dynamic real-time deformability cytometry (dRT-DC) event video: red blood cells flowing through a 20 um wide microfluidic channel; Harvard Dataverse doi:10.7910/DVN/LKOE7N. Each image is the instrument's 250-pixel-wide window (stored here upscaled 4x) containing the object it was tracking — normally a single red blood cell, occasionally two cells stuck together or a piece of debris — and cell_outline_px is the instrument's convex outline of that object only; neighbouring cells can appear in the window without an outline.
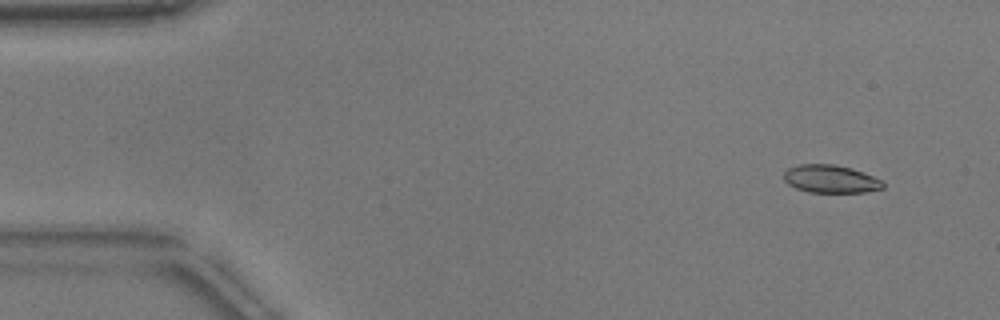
{"species": "common noctule bat (a hibernating species)", "species_latin": "Nyctalus noctula", "temperature_condition": "warm", "stored_images_in_passage": 52, "camera_frame_rate_fps": 3000, "um_per_image_px": 0.085, "animal": {"sex": "male", "body_mass_g": 17.9}, "frame": {"image": 1, "passage_image": 4, "time_ms": 1.0, "image_size_px": [1000, 320], "cell_outline_px": [[884, 188], [864, 192], [808, 192], [796, 188], [788, 184], [784, 180], [784, 172], [788, 168], [800, 164], [832, 164], [848, 168], [884, 180]], "centroid_in_image_um": [70.59, 15.22], "position_along_channel_um": 14.4, "area_um2": 15.95}}
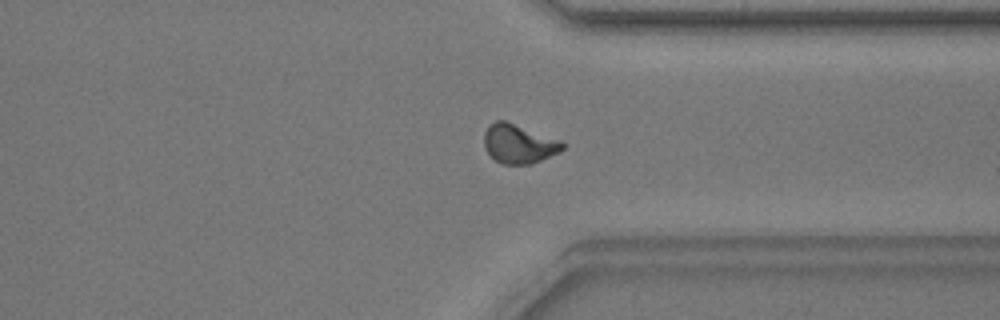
{"frame": {"image": 2, "passage_image": 40, "time_ms": 13.0, "image_size_px": [1000, 320], "cell_outline_px": [[564, 148], [560, 152], [532, 164], [504, 164], [496, 160], [484, 148], [484, 132], [488, 124], [496, 120], [504, 120], [560, 140], [564, 144]], "centroid_in_image_um": [44.08, 12.22], "position_along_channel_um": 367.3, "area_um2": 17.8}}
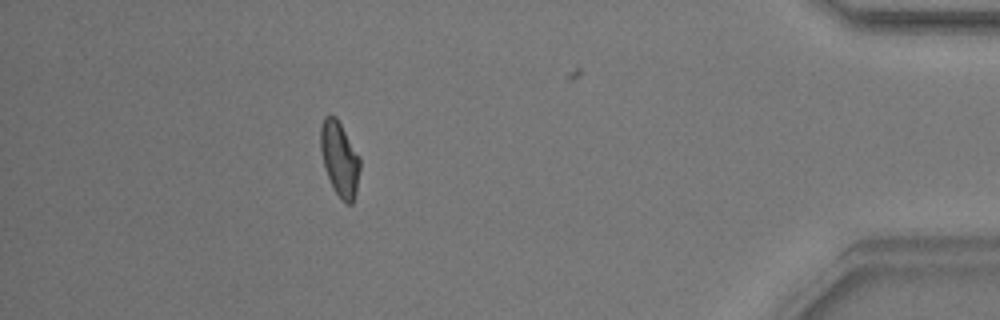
{"frame": {"image": 3, "passage_image": 47, "time_ms": 15.333, "image_size_px": [1000, 320], "cell_outline_px": [[360, 168], [356, 192], [352, 204], [344, 204], [340, 200], [324, 168], [320, 148], [320, 128], [324, 116], [328, 112], [336, 116], [360, 156]], "centroid_in_image_um": [28.86, 13.47], "position_along_channel_um": 406.3, "area_um2": 17.4}, "authors_computed_cell_mechanics": {"area_um2": 16.8776, "velocity_mm_per_s": 3.8302, "shape_relaxation_time_tau1_ms": 6.2886, "shape_relaxation_time_tau2_ms": 2.0207, "deformation_change_tau1": 0.1814, "deformation_change_tau2": 0.0816}}